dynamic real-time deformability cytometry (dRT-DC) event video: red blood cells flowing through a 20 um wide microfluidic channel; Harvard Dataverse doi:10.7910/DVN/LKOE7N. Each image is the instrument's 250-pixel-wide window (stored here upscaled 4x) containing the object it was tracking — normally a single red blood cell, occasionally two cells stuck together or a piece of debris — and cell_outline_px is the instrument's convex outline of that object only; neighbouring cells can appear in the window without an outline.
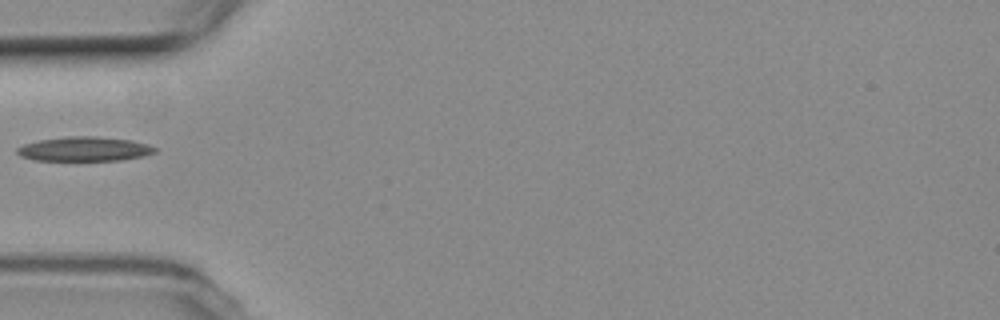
{"species": "common noctule bat (a hibernating species)", "species_latin": "Nyctalus noctula", "temperature_condition": "room temperature", "stored_images_in_passage": 5, "camera_frame_rate_fps": 3000, "um_per_image_px": 0.085, "animal": {"sex": "female", "body_mass_g": 19.3, "forearm_length_mm": 54.1}, "frame": {"image": 1, "passage_image": 4, "time_ms": 3.667, "image_size_px": [1000, 320], "cell_outline_px": [[156, 152], [144, 156], [120, 160], [36, 160], [20, 156], [16, 152], [16, 148], [24, 144], [40, 140], [68, 136], [96, 136], [132, 140], [148, 144], [156, 148]], "centroid_in_image_um": [7.19, 12.66], "position_along_channel_um": 77.8, "area_um2": 19.54}}
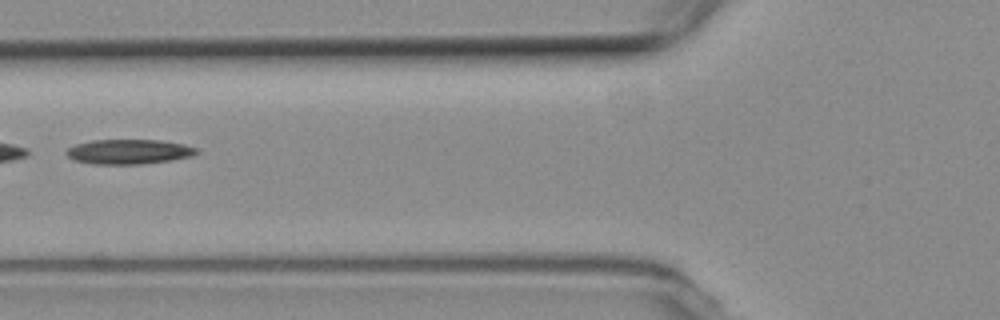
{"frame": {"image": 2, "passage_image": 5, "time_ms": 4.667, "image_size_px": [1000, 320], "cell_outline_px": [[200, 152], [192, 156], [172, 160], [140, 164], [92, 164], [76, 160], [68, 156], [64, 152], [68, 148], [76, 144], [92, 140], [160, 140], [184, 144], [196, 148]], "centroid_in_image_um": [10.97, 12.89], "position_along_channel_um": 114.8, "area_um2": 18.79}}